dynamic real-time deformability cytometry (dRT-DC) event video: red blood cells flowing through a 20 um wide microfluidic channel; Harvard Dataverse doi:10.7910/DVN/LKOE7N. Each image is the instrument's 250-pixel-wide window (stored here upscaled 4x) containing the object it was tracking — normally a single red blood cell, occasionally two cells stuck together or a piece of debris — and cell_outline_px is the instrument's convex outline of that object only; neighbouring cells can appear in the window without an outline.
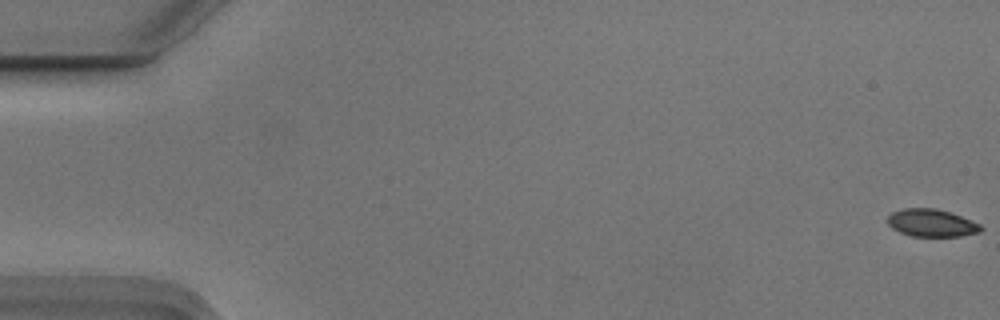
{"species": "Egyptian fruit bat (a non-hibernating species)", "species_latin": "Rousettus aegyptiacus", "temperature_condition": "cold", "stored_images_in_passage": 44, "camera_frame_rate_fps": 3000, "um_per_image_px": 0.085, "animal": {"sex": "male"}, "frame": {"image": 1, "passage_image": 1, "time_ms": 0.0, "image_size_px": [1000, 320], "cell_outline_px": [[984, 228], [980, 232], [960, 236], [912, 236], [900, 232], [892, 228], [888, 224], [888, 216], [892, 212], [904, 208], [936, 208], [960, 216], [980, 224]], "centroid_in_image_um": [79.18, 18.95], "position_along_channel_um": 5.8, "area_um2": 14.85}}
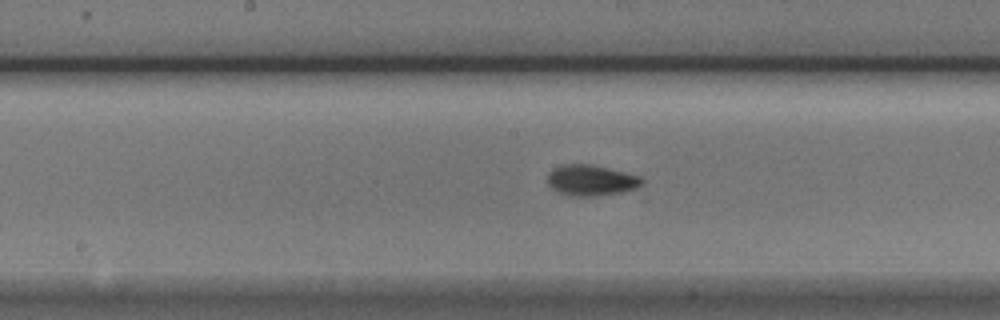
{"frame": {"image": 2, "passage_image": 29, "time_ms": 9.333, "image_size_px": [1000, 320], "cell_outline_px": [[644, 184], [636, 188], [624, 192], [596, 196], [572, 196], [560, 192], [552, 188], [548, 184], [548, 172], [552, 168], [560, 164], [588, 164], [608, 168], [640, 176], [644, 180]], "centroid_in_image_um": [50.25, 15.32], "position_along_channel_um": 198.0, "area_um2": 17.05}}
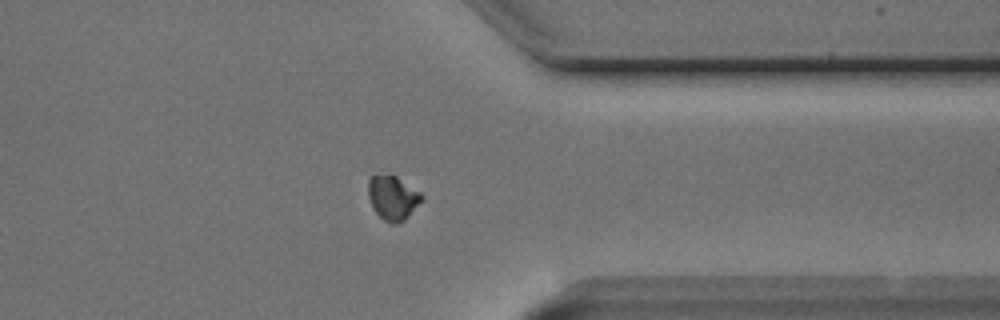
{"frame": {"image": 3, "passage_image": 44, "time_ms": 14.333, "image_size_px": [1000, 320], "cell_outline_px": [[424, 200], [400, 224], [392, 224], [384, 220], [372, 208], [368, 196], [368, 176], [396, 176], [420, 192], [424, 196]], "centroid_in_image_um": [33.4, 16.84], "position_along_channel_um": 378.0, "area_um2": 13.81}, "authors_computed_cell_mechanics": {"area_um2": 16.0973, "velocity_mm_per_s": 3.7281, "shape_relaxation_time_tau1_ms": 3.1412, "shape_relaxation_time_tau2_ms": 5.1193, "deformation_change_tau1": 0.0842, "deformation_change_tau2": 0.0553}}